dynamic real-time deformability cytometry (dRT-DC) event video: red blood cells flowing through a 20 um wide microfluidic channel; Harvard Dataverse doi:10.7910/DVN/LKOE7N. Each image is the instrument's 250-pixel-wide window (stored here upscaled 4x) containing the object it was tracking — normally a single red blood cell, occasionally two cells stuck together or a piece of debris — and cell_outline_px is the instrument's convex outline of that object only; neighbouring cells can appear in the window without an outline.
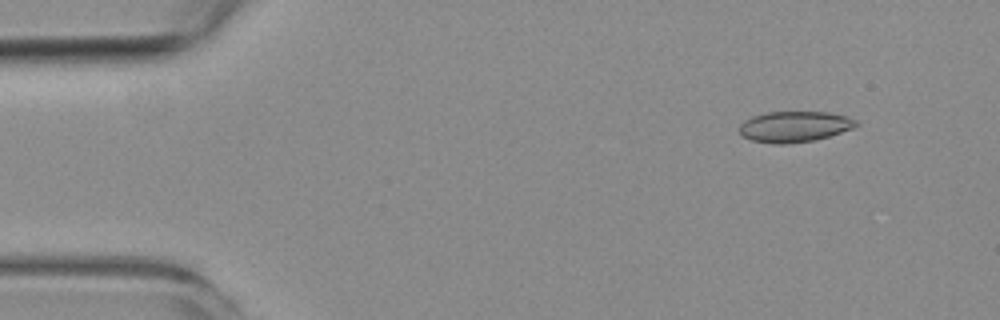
{"species": "common noctule bat (a hibernating species)", "species_latin": "Nyctalus noctula", "temperature_condition": "room temperature", "stored_images_in_passage": 5, "camera_frame_rate_fps": 3000, "um_per_image_px": 0.085, "animal": {"sex": "female", "body_mass_g": 19.3, "forearm_length_mm": 54.1}, "frame": {"image": 1, "passage_image": 1, "time_ms": 0.0, "image_size_px": [1000, 320], "cell_outline_px": [[860, 124], [852, 128], [816, 140], [788, 144], [772, 144], [752, 140], [740, 136], [740, 124], [744, 120], [752, 116], [768, 112], [828, 112], [848, 116], [856, 120]], "centroid_in_image_um": [67.51, 10.77], "position_along_channel_um": 17.5, "area_um2": 21.1}}
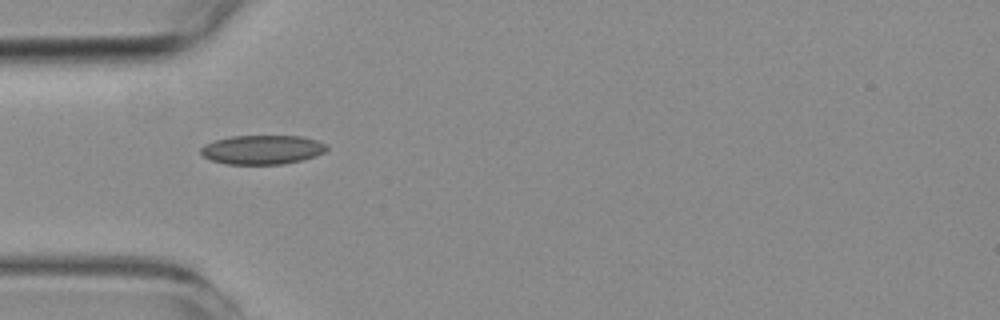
{"frame": {"image": 2, "passage_image": 4, "time_ms": 3.667, "image_size_px": [1000, 320], "cell_outline_px": [[328, 148], [324, 152], [316, 156], [284, 164], [228, 164], [212, 160], [204, 156], [200, 152], [200, 148], [204, 144], [216, 140], [232, 136], [304, 136], [328, 144]], "centroid_in_image_um": [22.32, 12.72], "position_along_channel_um": 62.7, "area_um2": 21.39}}
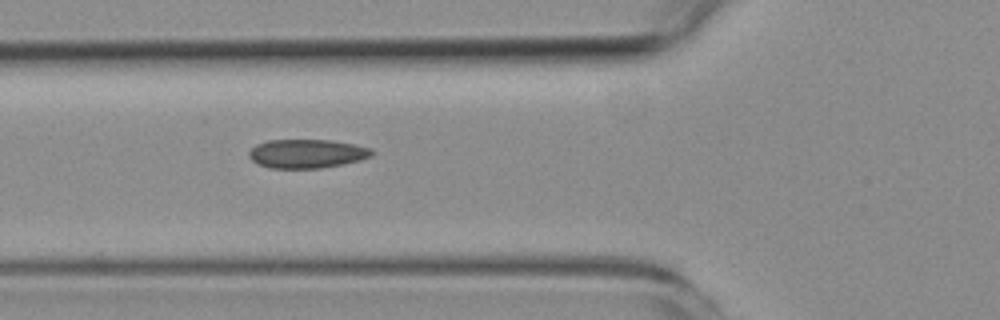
{"frame": {"image": 3, "passage_image": 5, "time_ms": 4.667, "image_size_px": [1000, 320], "cell_outline_px": [[376, 152], [372, 156], [360, 160], [320, 168], [268, 168], [252, 160], [248, 156], [248, 152], [256, 144], [268, 140], [328, 140], [352, 144], [372, 148]], "centroid_in_image_um": [26.08, 13.06], "position_along_channel_um": 99.7, "area_um2": 20.58}}